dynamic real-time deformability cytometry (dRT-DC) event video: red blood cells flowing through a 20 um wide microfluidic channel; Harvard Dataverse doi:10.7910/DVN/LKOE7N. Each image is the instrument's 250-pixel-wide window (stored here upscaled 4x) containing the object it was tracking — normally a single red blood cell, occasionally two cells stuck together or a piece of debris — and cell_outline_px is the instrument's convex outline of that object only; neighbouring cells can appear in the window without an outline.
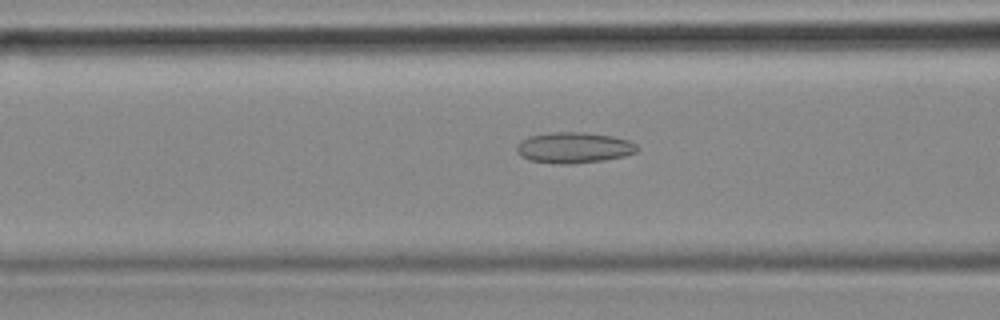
{"species": "common noctule bat (a hibernating species)", "species_latin": "Nyctalus noctula", "temperature_condition": "cold", "stored_images_in_passage": 54, "camera_frame_rate_fps": 3000, "um_per_image_px": 0.085, "animal": {"sex": "female", "body_mass_g": 18.4}, "frame": {"image": 1, "passage_image": 20, "time_ms": 6.333, "image_size_px": [1000, 320], "cell_outline_px": [[640, 148], [636, 152], [624, 156], [604, 160], [572, 164], [556, 164], [528, 160], [520, 156], [516, 152], [516, 148], [520, 140], [528, 136], [548, 132], [584, 132], [612, 136], [628, 140], [636, 144]], "centroid_in_image_um": [48.75, 12.55], "position_along_channel_um": 117.9, "area_um2": 21.96}}
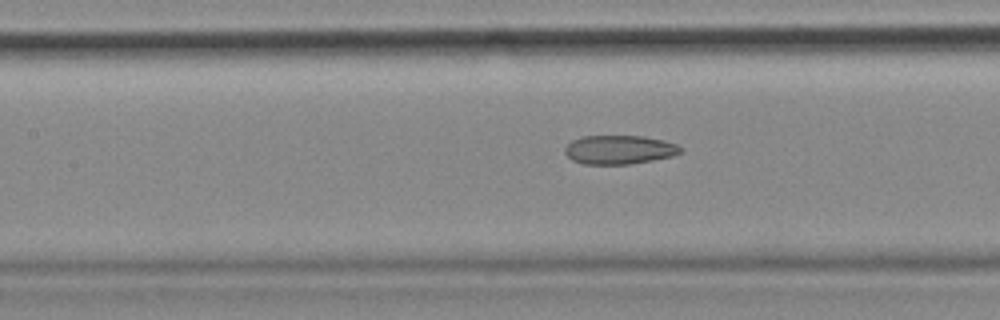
{"frame": {"image": 2, "passage_image": 23, "time_ms": 7.333, "image_size_px": [1000, 320], "cell_outline_px": [[684, 148], [680, 152], [672, 156], [652, 160], [628, 164], [584, 164], [572, 160], [564, 152], [564, 148], [572, 140], [580, 136], [644, 136], [664, 140], [676, 144]], "centroid_in_image_um": [52.63, 12.71], "position_along_channel_um": 154.8, "area_um2": 19.48}}
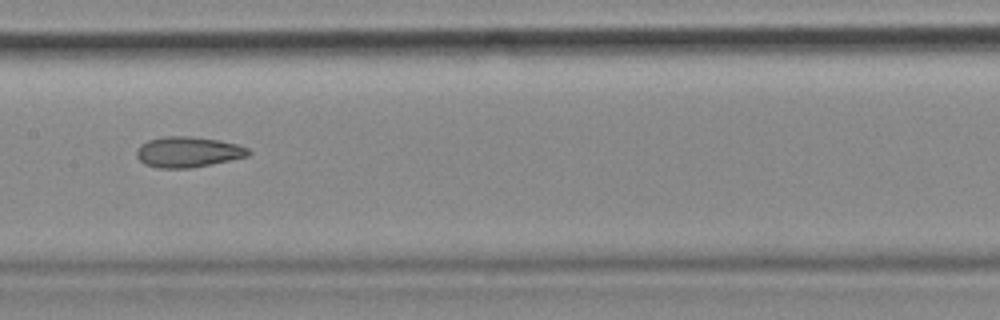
{"frame": {"image": 3, "passage_image": 26, "time_ms": 8.333, "image_size_px": [1000, 320], "cell_outline_px": [[252, 152], [248, 156], [192, 168], [156, 168], [144, 164], [136, 156], [136, 148], [140, 144], [148, 140], [164, 136], [192, 136], [220, 140], [236, 144], [248, 148]], "centroid_in_image_um": [15.95, 12.91], "position_along_channel_um": 191.4, "area_um2": 20.11}, "authors_computed_cell_mechanics": {"area_um2": 21.0392, "velocity_mm_per_s": 3.6791, "shape_relaxation_time_tau1_ms": null, "shape_relaxation_time_tau2_ms": 3.2192, "deformation_change_tau1": null, "deformation_change_tau2": 0.1054}}